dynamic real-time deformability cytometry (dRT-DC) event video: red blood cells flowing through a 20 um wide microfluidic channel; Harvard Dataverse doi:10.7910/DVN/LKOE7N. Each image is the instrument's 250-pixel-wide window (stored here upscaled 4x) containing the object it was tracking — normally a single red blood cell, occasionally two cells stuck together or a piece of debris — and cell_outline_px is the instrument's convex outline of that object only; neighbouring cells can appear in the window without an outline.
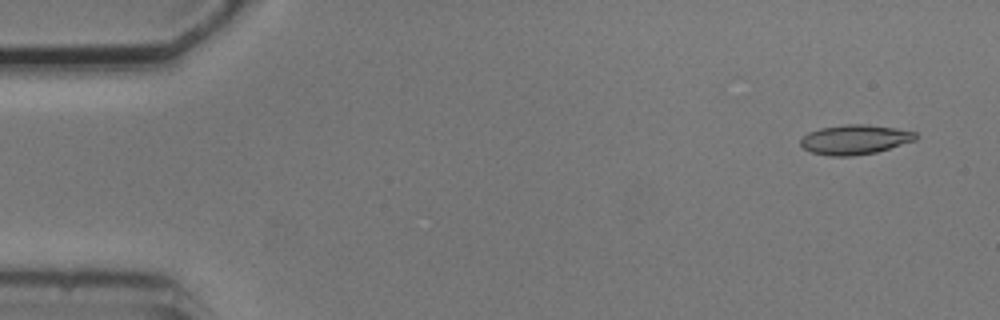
{"species": "common noctule bat (a hibernating species)", "species_latin": "Nyctalus noctula", "temperature_condition": "cold", "stored_images_in_passage": 5, "camera_frame_rate_fps": 3000, "um_per_image_px": 0.085, "animal": {"sex": "male", "body_mass_g": 20.5, "forearm_length_mm": 52.5}, "frame": {"image": 1, "passage_image": 1, "time_ms": 0.0, "image_size_px": [1000, 320], "cell_outline_px": [[920, 136], [916, 140], [876, 152], [852, 156], [828, 156], [812, 152], [804, 148], [800, 144], [800, 140], [808, 132], [820, 128], [844, 124], [864, 124], [896, 128], [916, 132]], "centroid_in_image_um": [72.68, 11.86], "position_along_channel_um": 12.3, "area_um2": 19.94}}
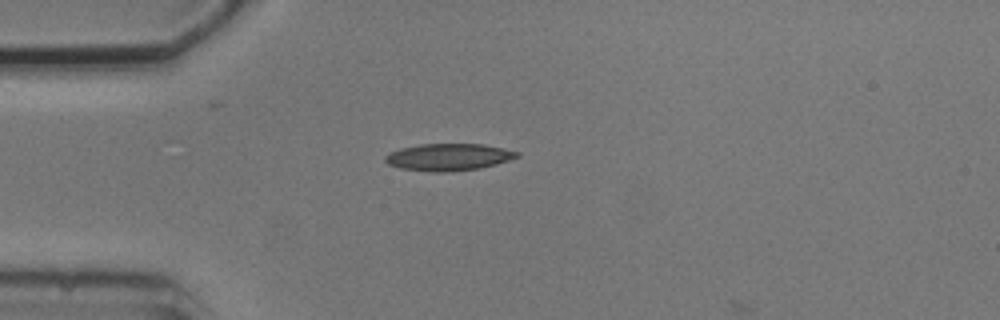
{"frame": {"image": 2, "passage_image": 4, "time_ms": 3.667, "image_size_px": [1000, 320], "cell_outline_px": [[520, 156], [496, 164], [480, 168], [444, 172], [432, 172], [400, 168], [388, 164], [384, 160], [384, 156], [388, 152], [400, 148], [420, 144], [484, 144], [504, 148], [520, 152]], "centroid_in_image_um": [38.11, 13.34], "position_along_channel_um": 46.9, "area_um2": 20.87}}